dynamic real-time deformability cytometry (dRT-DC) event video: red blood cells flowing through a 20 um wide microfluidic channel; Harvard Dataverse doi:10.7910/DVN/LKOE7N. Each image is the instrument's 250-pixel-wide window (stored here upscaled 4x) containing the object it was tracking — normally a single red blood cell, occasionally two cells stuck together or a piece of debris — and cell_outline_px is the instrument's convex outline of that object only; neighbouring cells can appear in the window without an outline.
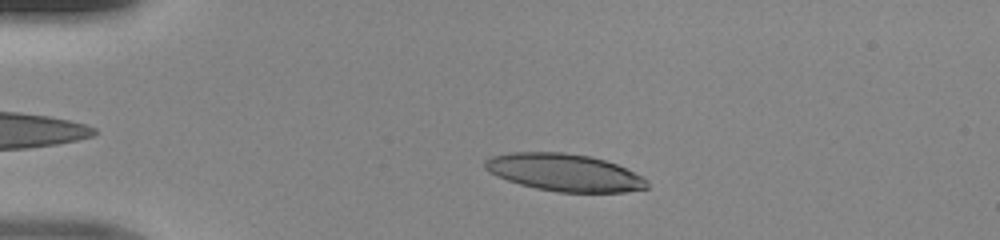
{"species": "human", "species_latin": "Homo sapiens", "temperature_condition": "room temperature", "stored_images_in_passage": 38, "camera_frame_rate_fps": 3000, "um_per_image_px": 0.085, "donor": {"sex": "male"}, "frame": {"image": 1, "passage_image": 1, "time_ms": 0.0, "image_size_px": [1000, 240], "cell_outline_px": [[648, 188], [624, 192], [556, 192], [536, 188], [520, 184], [496, 176], [488, 172], [484, 168], [484, 160], [492, 156], [512, 152], [564, 152], [588, 156], [604, 160], [616, 164], [644, 176], [648, 180]], "centroid_in_image_um": [47.97, 14.66], "position_along_channel_um": 37.0, "area_um2": 35.37}}
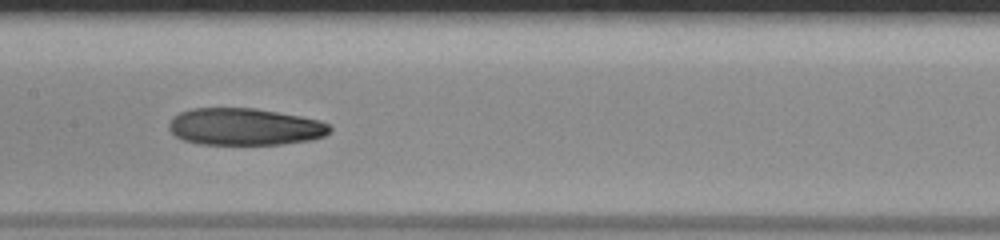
{"frame": {"image": 2, "passage_image": 15, "time_ms": 4.667, "image_size_px": [1000, 240], "cell_outline_px": [[332, 128], [324, 136], [312, 140], [280, 144], [200, 144], [184, 140], [176, 136], [168, 128], [168, 124], [172, 116], [180, 112], [192, 108], [256, 108], [300, 116], [320, 120], [328, 124]], "centroid_in_image_um": [20.79, 10.77], "position_along_channel_um": 186.6, "area_um2": 34.8}}
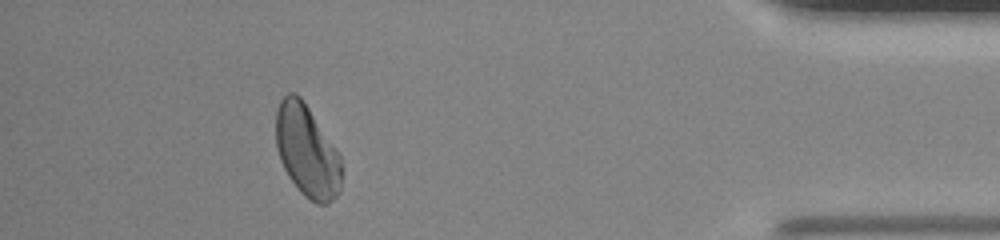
{"frame": {"image": 3, "passage_image": 34, "time_ms": 11.0, "image_size_px": [1000, 240], "cell_outline_px": [[340, 192], [328, 204], [316, 204], [304, 196], [300, 192], [288, 176], [280, 160], [276, 148], [276, 108], [280, 100], [288, 92], [296, 92], [300, 96], [340, 152]], "centroid_in_image_um": [26.08, 12.83], "position_along_channel_um": 409.1, "area_um2": 35.49}}